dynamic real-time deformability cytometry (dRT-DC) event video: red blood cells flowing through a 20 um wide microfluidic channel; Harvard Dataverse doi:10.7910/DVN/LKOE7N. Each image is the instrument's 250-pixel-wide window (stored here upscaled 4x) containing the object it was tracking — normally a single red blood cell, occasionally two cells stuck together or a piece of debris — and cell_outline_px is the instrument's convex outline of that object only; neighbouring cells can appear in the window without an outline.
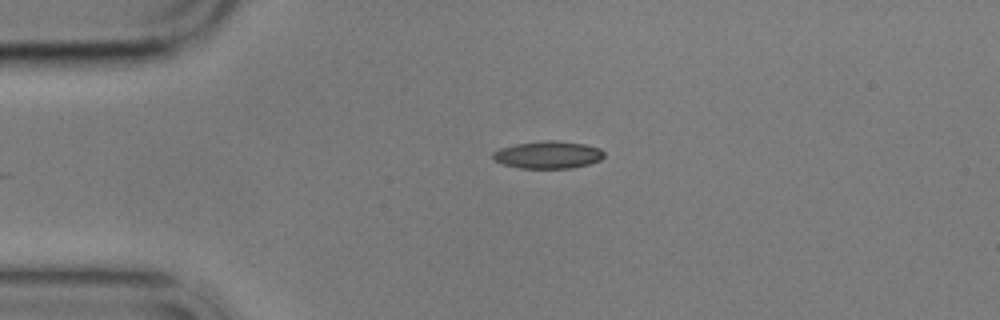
{"species": "common noctule bat (a hibernating species)", "species_latin": "Nyctalus noctula", "temperature_condition": "cold", "stored_images_in_passage": 2, "camera_frame_rate_fps": 3000, "um_per_image_px": 0.085, "animal": {"sex": "male", "body_mass_g": 17.9}, "frame": {"image": 1, "passage_image": 2, "time_ms": 2.0, "image_size_px": [1000, 320], "cell_outline_px": [[604, 156], [600, 160], [588, 164], [572, 168], [520, 168], [504, 164], [492, 160], [492, 152], [500, 148], [516, 144], [544, 140], [556, 140], [584, 144], [600, 148], [604, 152]], "centroid_in_image_um": [46.57, 13.15], "position_along_channel_um": 38.4, "area_um2": 17.8}}